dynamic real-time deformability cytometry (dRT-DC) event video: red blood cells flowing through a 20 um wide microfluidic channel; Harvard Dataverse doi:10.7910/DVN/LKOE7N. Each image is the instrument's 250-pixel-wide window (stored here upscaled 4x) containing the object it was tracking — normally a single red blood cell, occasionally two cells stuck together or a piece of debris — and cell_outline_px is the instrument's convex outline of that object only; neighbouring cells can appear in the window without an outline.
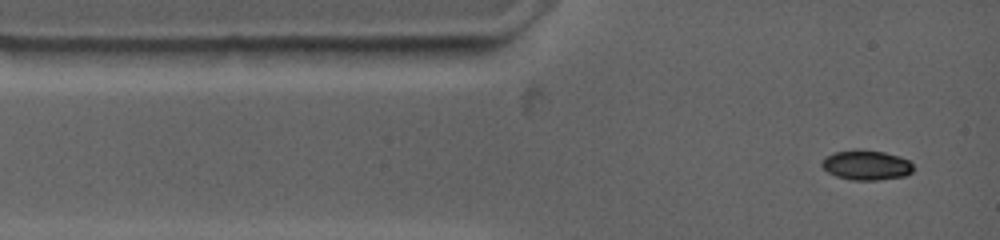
{"species": "common noctule bat (a hibernating species)", "species_latin": "Nyctalus noctula", "temperature_condition": "warm", "stored_images_in_passage": 35, "camera_frame_rate_fps": 4500, "um_per_image_px": 0.085, "animal": {"sex": "female", "body_mass_g": 19.0, "forearm_length_mm": 53.3}, "frame": {"image": 1, "passage_image": 1, "time_ms": 0.0, "image_size_px": [1000, 240], "cell_outline_px": [[912, 172], [904, 176], [872, 180], [856, 180], [836, 176], [828, 172], [820, 164], [820, 160], [824, 156], [832, 152], [856, 148], [884, 152], [900, 156], [908, 160], [912, 164]], "centroid_in_image_um": [73.58, 14.0], "position_along_channel_um": 11.4, "area_um2": 16.07}}
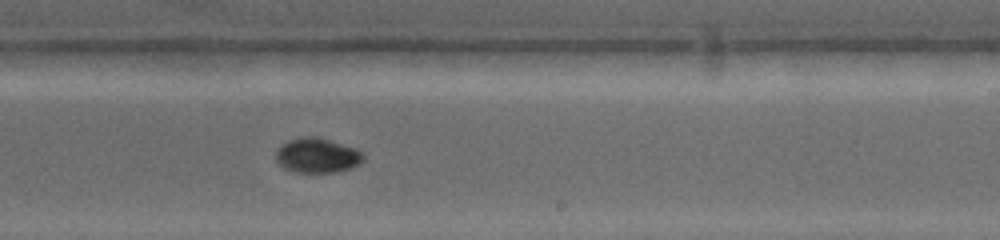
{"frame": {"image": 2, "passage_image": 16, "time_ms": 7.556, "image_size_px": [1000, 240], "cell_outline_px": [[364, 160], [360, 164], [352, 168], [336, 172], [292, 172], [284, 168], [276, 160], [276, 148], [280, 144], [288, 140], [300, 136], [316, 136], [356, 148], [364, 156]], "centroid_in_image_um": [26.94, 13.2], "position_along_channel_um": 262.1, "area_um2": 17.98}}
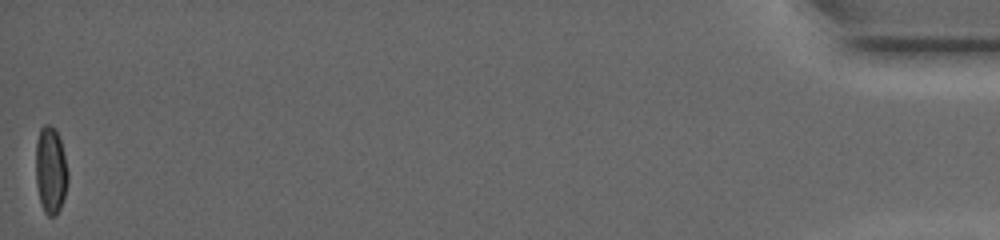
{"frame": {"image": 3, "passage_image": 35, "time_ms": 16.667, "image_size_px": [1000, 240], "cell_outline_px": [[68, 180], [64, 196], [60, 208], [56, 216], [48, 216], [44, 212], [40, 200], [36, 184], [36, 140], [40, 128], [44, 124], [48, 124], [56, 132], [60, 140], [68, 172]], "centroid_in_image_um": [4.29, 14.49], "position_along_channel_um": 430.9, "area_um2": 16.13}, "authors_computed_cell_mechanics": {"area_um2": 16.3574, "velocity_mm_per_s": 3.7248, "shape_relaxation_time_tau1_ms": 5.544, "shape_relaxation_time_tau2_ms": null, "deformation_change_tau1": 0.1577, "deformation_change_tau2": null}}